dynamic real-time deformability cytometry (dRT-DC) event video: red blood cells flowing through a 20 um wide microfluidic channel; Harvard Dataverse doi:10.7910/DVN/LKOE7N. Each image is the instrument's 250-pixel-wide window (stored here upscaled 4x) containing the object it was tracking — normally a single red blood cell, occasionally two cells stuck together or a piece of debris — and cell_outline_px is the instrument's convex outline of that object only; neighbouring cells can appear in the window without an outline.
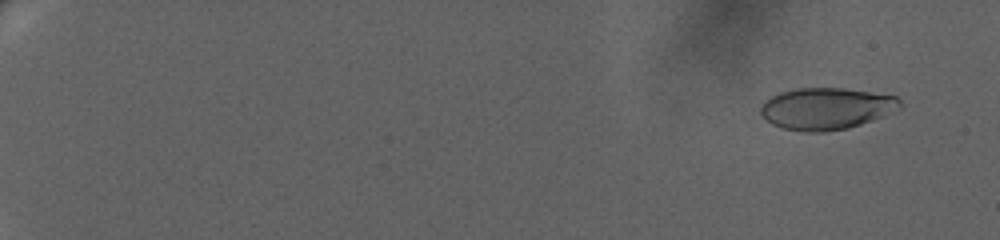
{"species": "human", "species_latin": "Homo sapiens", "temperature_condition": "warm", "stored_images_in_passage": 70, "camera_frame_rate_fps": 3000, "um_per_image_px": 0.085, "donor": {"sex": "female"}, "frame": {"image": 1, "passage_image": 6, "time_ms": 1.667, "image_size_px": [1000, 240], "cell_outline_px": [[900, 108], [884, 116], [848, 128], [824, 132], [804, 132], [784, 128], [772, 124], [760, 112], [760, 108], [764, 100], [780, 92], [796, 88], [844, 88], [896, 96], [900, 100]], "centroid_in_image_um": [70.22, 9.23], "position_along_channel_um": 14.8, "area_um2": 33.81}}
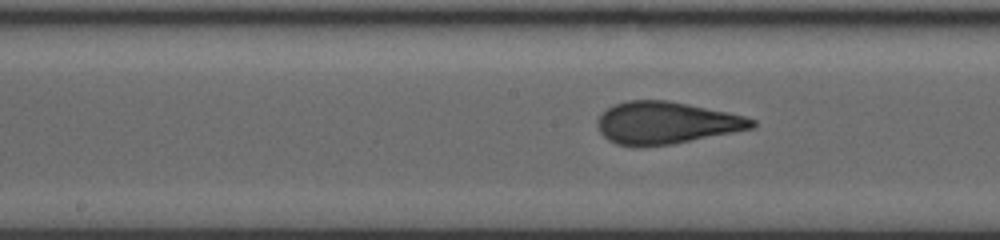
{"frame": {"image": 2, "passage_image": 42, "time_ms": 13.667, "image_size_px": [1000, 240], "cell_outline_px": [[756, 124], [752, 128], [672, 144], [640, 148], [632, 148], [616, 144], [608, 140], [600, 132], [596, 124], [596, 120], [608, 108], [616, 104], [628, 100], [668, 100], [688, 104], [744, 116], [756, 120]], "centroid_in_image_um": [56.56, 10.46], "position_along_channel_um": 191.6, "area_um2": 37.97}}
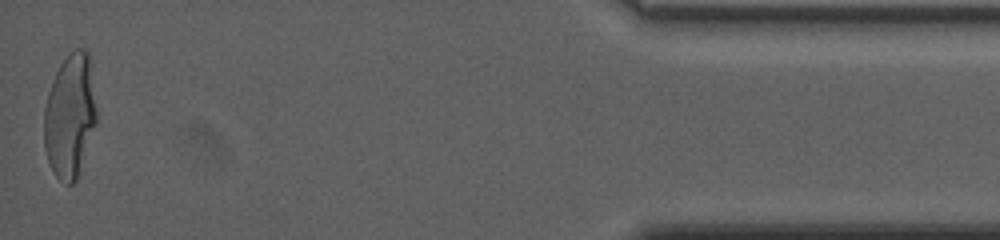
{"frame": {"image": 3, "passage_image": 70, "time_ms": 23.0, "image_size_px": [1000, 240], "cell_outline_px": [[96, 120], [76, 180], [72, 184], [64, 184], [56, 176], [48, 160], [44, 148], [44, 108], [48, 92], [52, 80], [60, 64], [76, 48], [84, 48], [88, 52], [96, 112]], "centroid_in_image_um": [5.91, 9.86], "position_along_channel_um": 429.3, "area_um2": 37.17}, "authors_computed_cell_mechanics": {"area_um2": 36.5874, "velocity_mm_per_s": 3.2291, "shape_relaxation_time_tau1_ms": 7.0257, "shape_relaxation_time_tau2_ms": null, "deformation_change_tau1": 0.2465, "deformation_change_tau2": null}}